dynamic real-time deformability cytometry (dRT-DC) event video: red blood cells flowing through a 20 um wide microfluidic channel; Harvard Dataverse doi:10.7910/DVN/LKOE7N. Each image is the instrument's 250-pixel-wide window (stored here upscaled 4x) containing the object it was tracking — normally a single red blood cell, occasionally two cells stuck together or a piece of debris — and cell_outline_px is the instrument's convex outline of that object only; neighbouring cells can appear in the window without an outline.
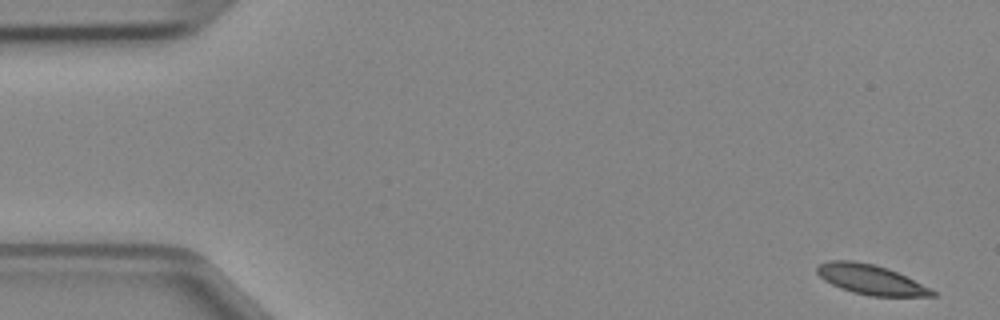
{"species": "Egyptian fruit bat (a non-hibernating species)", "species_latin": "Rousettus aegyptiacus", "temperature_condition": "cold", "stored_images_in_passage": 34, "camera_frame_rate_fps": 3000, "um_per_image_px": 0.085, "animal": {"sex": "female"}, "frame": {"image": 1, "passage_image": 1, "time_ms": 0.0, "image_size_px": [1000, 320], "cell_outline_px": [[936, 296], [872, 296], [852, 292], [840, 288], [824, 280], [816, 272], [816, 268], [820, 264], [828, 260], [852, 260], [872, 264], [888, 268], [936, 292]], "centroid_in_image_um": [73.95, 23.75], "position_along_channel_um": 11.1, "area_um2": 19.65}}
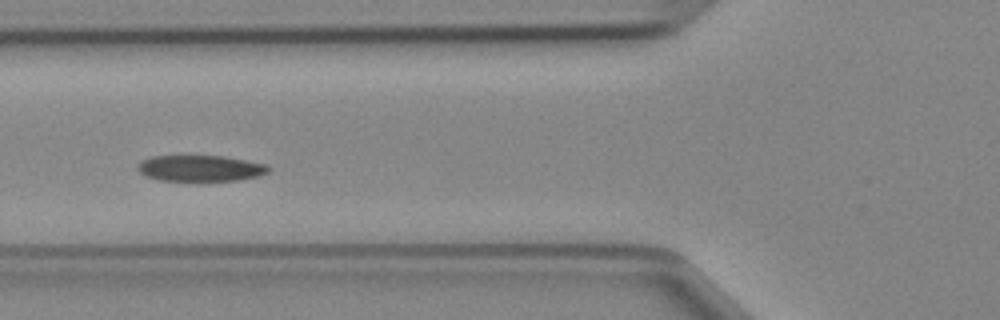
{"frame": {"image": 2, "passage_image": 17, "time_ms": 5.333, "image_size_px": [1000, 320], "cell_outline_px": [[272, 168], [268, 172], [260, 176], [236, 180], [160, 180], [148, 176], [140, 172], [136, 168], [136, 164], [152, 156], [224, 156], [268, 164]], "centroid_in_image_um": [17.08, 14.29], "position_along_channel_um": 108.7, "area_um2": 19.77}}
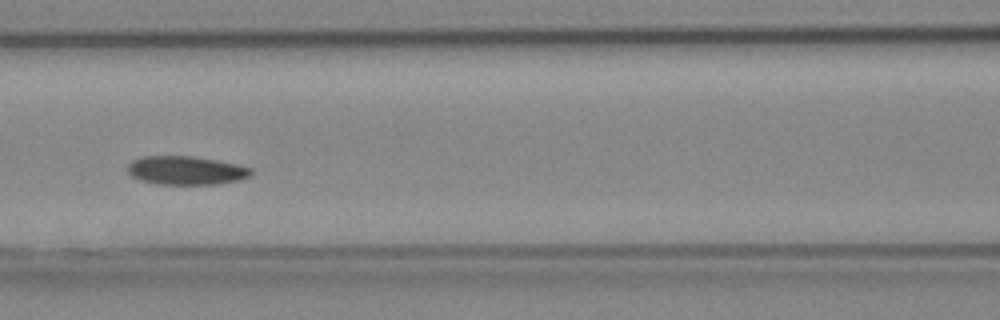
{"frame": {"image": 3, "passage_image": 20, "time_ms": 6.333, "image_size_px": [1000, 320], "cell_outline_px": [[252, 176], [240, 180], [216, 184], [160, 184], [140, 180], [132, 176], [128, 172], [128, 164], [132, 160], [144, 156], [192, 156], [216, 160], [236, 164], [252, 168]], "centroid_in_image_um": [15.83, 14.48], "position_along_channel_um": 150.8, "area_um2": 20.58}}